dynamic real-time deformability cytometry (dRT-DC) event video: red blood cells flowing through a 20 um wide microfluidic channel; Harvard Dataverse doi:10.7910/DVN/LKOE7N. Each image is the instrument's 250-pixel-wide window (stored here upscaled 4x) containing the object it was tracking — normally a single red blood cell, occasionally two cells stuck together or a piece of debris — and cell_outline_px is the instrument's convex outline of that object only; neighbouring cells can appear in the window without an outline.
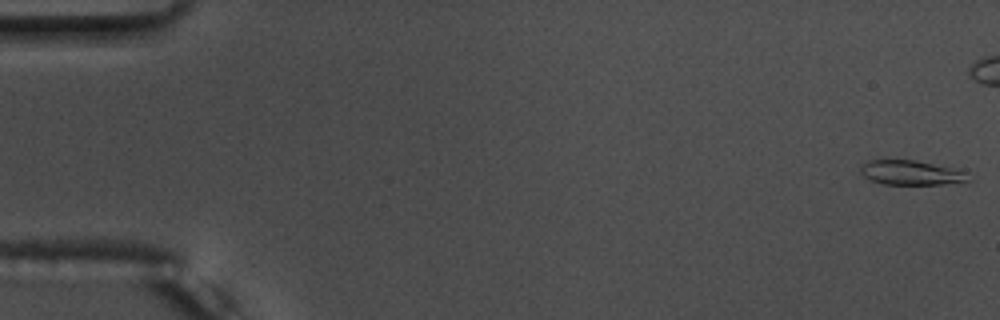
{"species": "common noctule bat (a hibernating species)", "species_latin": "Nyctalus noctula", "temperature_condition": "warm", "stored_images_in_passage": 45, "camera_frame_rate_fps": 3000, "um_per_image_px": 0.085, "animal": {"sex": "male", "body_mass_g": 17.5, "forearm_length_mm": 52.3}, "frame": {"image": 1, "passage_image": 1, "time_ms": 0.0, "image_size_px": [1000, 320], "cell_outline_px": [[972, 180], [944, 184], [884, 184], [872, 180], [864, 176], [860, 172], [860, 168], [868, 160], [884, 156], [916, 160], [952, 168], [964, 172]], "centroid_in_image_um": [77.35, 14.62], "position_along_channel_um": 7.7, "area_um2": 15.84}}